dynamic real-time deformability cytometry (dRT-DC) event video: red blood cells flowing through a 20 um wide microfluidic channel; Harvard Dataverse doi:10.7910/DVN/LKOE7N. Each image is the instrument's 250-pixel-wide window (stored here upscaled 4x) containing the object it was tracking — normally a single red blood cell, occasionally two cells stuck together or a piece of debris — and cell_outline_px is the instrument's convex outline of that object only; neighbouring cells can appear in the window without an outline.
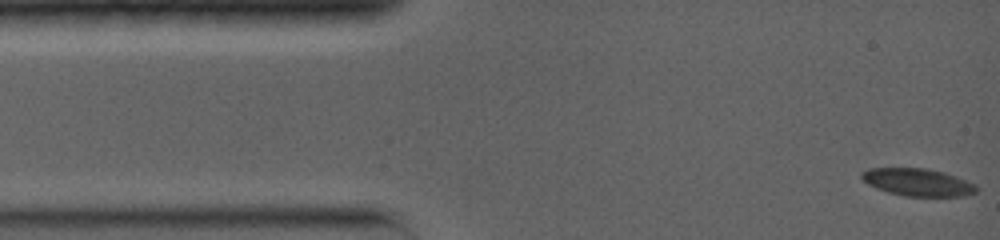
{"species": "common noctule bat (a hibernating species)", "species_latin": "Nyctalus noctula", "temperature_condition": "warm", "stored_images_in_passage": 30, "camera_frame_rate_fps": 5000, "um_per_image_px": 0.085, "animal": {"sex": "female", "body_mass_g": 19.0, "forearm_length_mm": 56.7}, "frame": {"image": 1, "passage_image": 1, "time_ms": 0.0, "image_size_px": [1000, 240], "cell_outline_px": [[976, 192], [964, 196], [904, 196], [888, 192], [876, 188], [868, 184], [860, 176], [860, 172], [868, 168], [928, 168], [944, 172], [956, 176], [976, 184]], "centroid_in_image_um": [77.99, 15.48], "position_along_channel_um": 7.0, "area_um2": 18.44}}
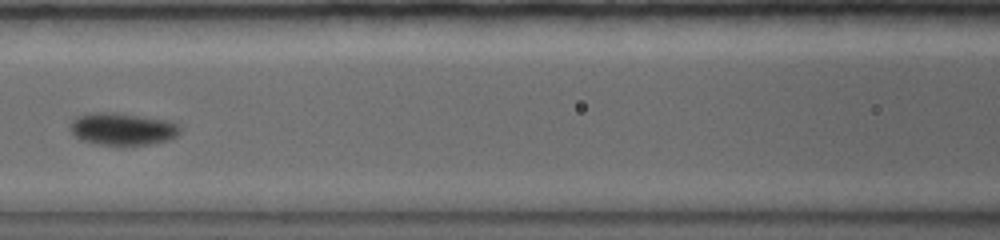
{"frame": {"image": 2, "passage_image": 11, "time_ms": 5.8, "image_size_px": [1000, 240], "cell_outline_px": [[180, 132], [176, 136], [168, 140], [152, 144], [120, 148], [80, 140], [68, 128], [68, 124], [76, 116], [92, 112], [116, 112], [168, 120], [176, 124], [180, 128]], "centroid_in_image_um": [10.37, 10.99], "position_along_channel_um": 156.2, "area_um2": 21.44}}
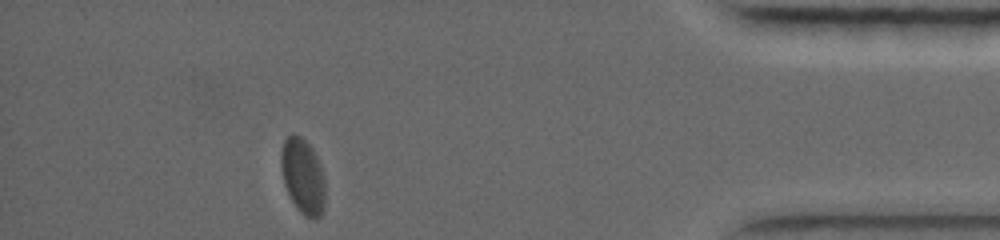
{"frame": {"image": 3, "passage_image": 30, "time_ms": 13.6, "image_size_px": [1000, 240], "cell_outline_px": [[324, 208], [320, 216], [316, 220], [304, 216], [296, 208], [284, 184], [280, 164], [280, 156], [284, 140], [292, 132], [300, 136], [312, 148], [320, 164], [324, 176]], "centroid_in_image_um": [25.74, 14.99], "position_along_channel_um": 409.5, "area_um2": 19.48}, "authors_computed_cell_mechanics": {"area_um2": 19.6809, "velocity_mm_per_s": 3.9029, "shape_relaxation_time_tau1_ms": 1.9288, "shape_relaxation_time_tau2_ms": null, "deformation_change_tau1": 0.0848, "deformation_change_tau2": null}}